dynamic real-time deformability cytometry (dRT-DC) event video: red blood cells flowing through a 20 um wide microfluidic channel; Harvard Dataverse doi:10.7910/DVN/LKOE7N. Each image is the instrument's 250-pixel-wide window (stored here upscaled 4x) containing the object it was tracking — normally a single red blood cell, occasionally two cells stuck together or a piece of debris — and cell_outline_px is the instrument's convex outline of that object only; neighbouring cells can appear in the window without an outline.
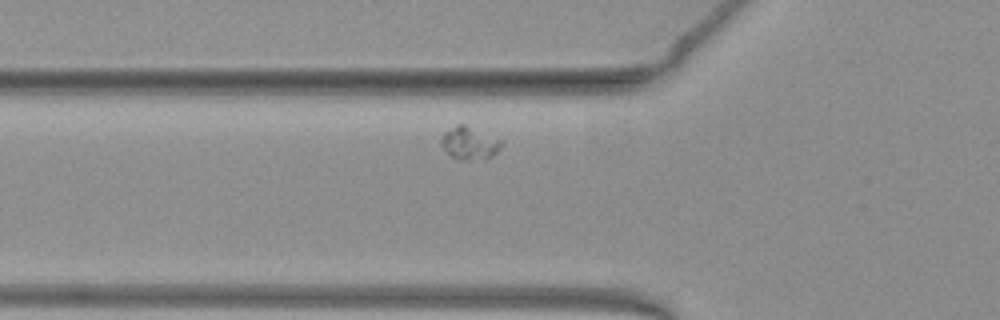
{"species": "common noctule bat (a hibernating species)", "species_latin": "Nyctalus noctula", "temperature_condition": "warm", "stored_images_in_passage": 38, "segment_of_instrument_passage": [1, 2], "camera_frame_rate_fps": 3000, "um_per_image_px": 0.085, "animal": {"sex": "female", "body_mass_g": 19.3, "forearm_length_mm": 54.1}, "frame": {"image": 1, "passage_image": 3, "time_ms": 0.667, "image_size_px": [1000, 320], "cell_outline_px": [[500, 148], [492, 156], [468, 160], [460, 160], [452, 156], [440, 144], [440, 136], [444, 132], [456, 124], [464, 124], [500, 140]], "centroid_in_image_um": [39.83, 12.15], "position_along_channel_um": 86.0, "area_um2": 11.1}}
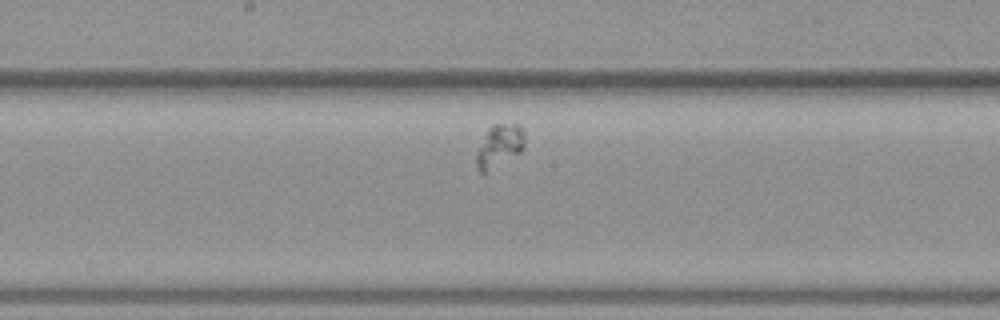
{"frame": {"image": 2, "passage_image": 13, "time_ms": 4.0, "image_size_px": [1000, 320], "cell_outline_px": [[524, 148], [520, 152], [484, 172], [480, 172], [476, 168], [476, 152], [488, 128], [492, 124], [520, 124], [524, 132]], "centroid_in_image_um": [42.44, 12.36], "position_along_channel_um": 205.8, "area_um2": 11.79}}
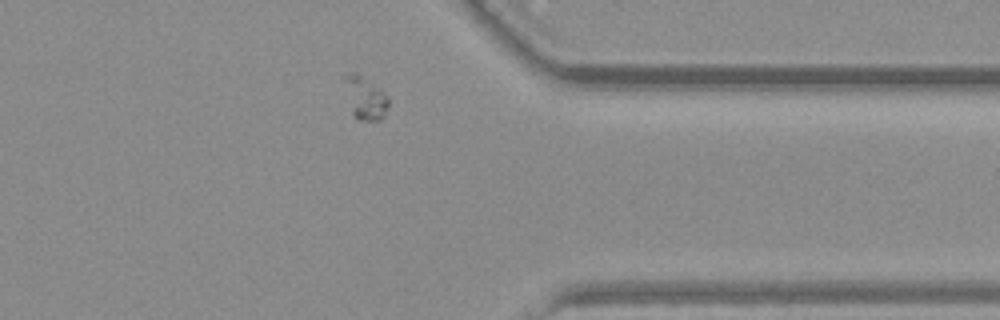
{"frame": {"image": 3, "passage_image": 28, "time_ms": 9.0, "image_size_px": [1000, 320], "cell_outline_px": [[388, 108], [384, 116], [380, 120], [360, 120], [352, 112], [344, 80], [344, 76], [352, 72], [356, 72], [380, 88], [388, 96]], "centroid_in_image_um": [31.08, 8.32], "position_along_channel_um": 380.3, "area_um2": 10.69}}